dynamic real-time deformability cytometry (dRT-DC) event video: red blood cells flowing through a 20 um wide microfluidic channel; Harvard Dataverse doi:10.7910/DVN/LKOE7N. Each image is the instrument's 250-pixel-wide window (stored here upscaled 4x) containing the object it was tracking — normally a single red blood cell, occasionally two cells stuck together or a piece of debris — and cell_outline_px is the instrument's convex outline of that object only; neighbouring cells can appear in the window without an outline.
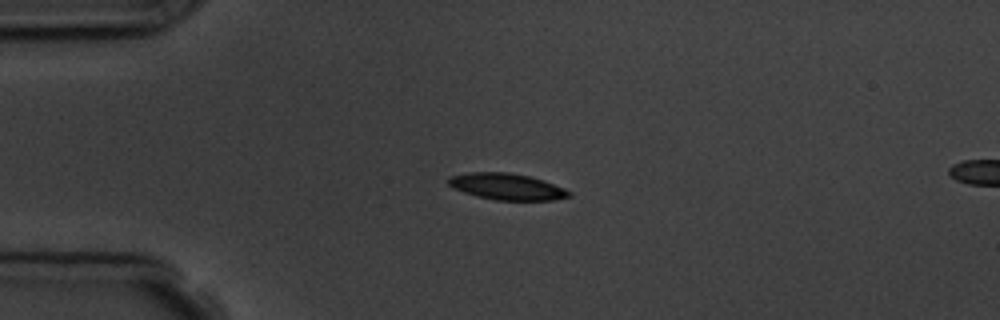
{"species": "common noctule bat (a hibernating species)", "species_latin": "Nyctalus noctula", "temperature_condition": "room temperature", "stored_images_in_passage": 4, "camera_frame_rate_fps": 3000, "um_per_image_px": 0.085, "animal": {"sex": "male", "body_mass_g": 19.5, "forearm_length_mm": 54.6}, "frame": {"image": 1, "passage_image": 3, "time_ms": 3.333, "image_size_px": [1000, 320], "cell_outline_px": [[572, 196], [552, 200], [496, 200], [476, 196], [464, 192], [448, 184], [448, 176], [468, 172], [508, 172], [528, 176], [544, 180], [564, 188], [572, 192]], "centroid_in_image_um": [43.1, 15.85], "position_along_channel_um": 41.9, "area_um2": 18.55}}